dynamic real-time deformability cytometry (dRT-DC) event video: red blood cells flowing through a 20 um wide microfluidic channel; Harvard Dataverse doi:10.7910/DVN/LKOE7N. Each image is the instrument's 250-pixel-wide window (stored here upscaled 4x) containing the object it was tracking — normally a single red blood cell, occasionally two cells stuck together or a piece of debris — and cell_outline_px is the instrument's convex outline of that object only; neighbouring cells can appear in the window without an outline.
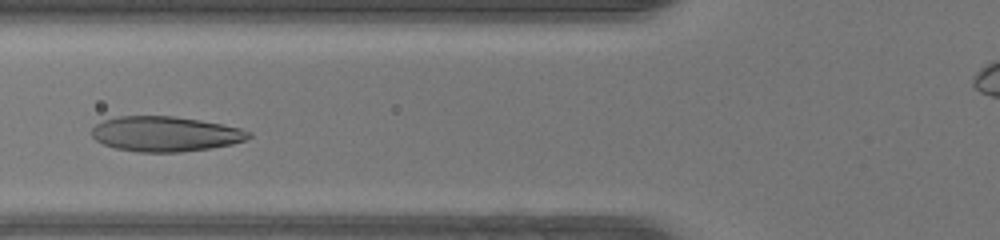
{"species": "human", "species_latin": "Homo sapiens", "temperature_condition": "warm", "stored_images_in_passage": 44, "camera_frame_rate_fps": 3000, "um_per_image_px": 0.085, "donor": {"sex": "female"}, "frame": {"image": 1, "passage_image": 14, "time_ms": 4.333, "image_size_px": [1000, 240], "cell_outline_px": [[252, 136], [244, 140], [232, 144], [212, 148], [180, 152], [140, 152], [116, 148], [104, 144], [96, 140], [92, 136], [92, 128], [96, 124], [104, 120], [116, 116], [172, 116], [200, 120], [240, 128], [252, 132]], "centroid_in_image_um": [14.06, 11.38], "position_along_channel_um": 111.7, "area_um2": 32.02}}
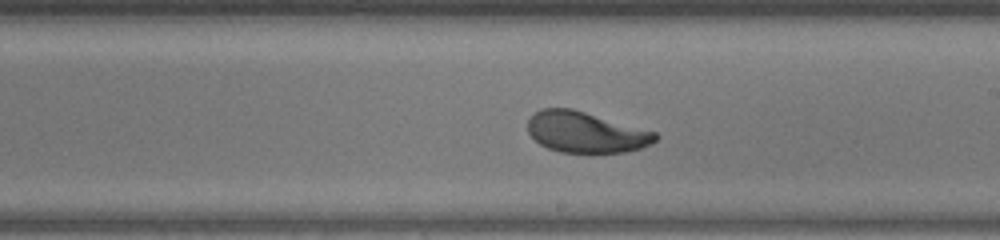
{"frame": {"image": 2, "passage_image": 23, "time_ms": 7.333, "image_size_px": [1000, 240], "cell_outline_px": [[660, 136], [652, 144], [640, 148], [624, 152], [560, 152], [548, 148], [540, 144], [528, 132], [528, 120], [540, 108], [572, 108], [656, 132]], "centroid_in_image_um": [49.8, 11.23], "position_along_channel_um": 239.2, "area_um2": 30.23}}
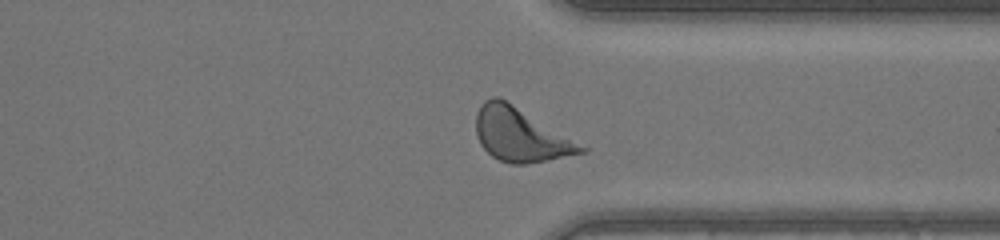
{"frame": {"image": 3, "passage_image": 32, "time_ms": 10.333, "image_size_px": [1000, 240], "cell_outline_px": [[588, 152], [548, 160], [524, 164], [512, 164], [500, 160], [492, 156], [480, 144], [476, 132], [476, 112], [480, 104], [484, 100], [492, 96], [500, 96], [588, 148]], "centroid_in_image_um": [44.22, 11.44], "position_along_channel_um": 367.2, "area_um2": 32.71}, "authors_computed_cell_mechanics": {"area_um2": 31.9056, "velocity_mm_per_s": 4.2726, "shape_relaxation_time_tau1_ms": 3.0672, "shape_relaxation_time_tau2_ms": 0.9865, "deformation_change_tau1": 0.1504, "deformation_change_tau2": 0.0613}}